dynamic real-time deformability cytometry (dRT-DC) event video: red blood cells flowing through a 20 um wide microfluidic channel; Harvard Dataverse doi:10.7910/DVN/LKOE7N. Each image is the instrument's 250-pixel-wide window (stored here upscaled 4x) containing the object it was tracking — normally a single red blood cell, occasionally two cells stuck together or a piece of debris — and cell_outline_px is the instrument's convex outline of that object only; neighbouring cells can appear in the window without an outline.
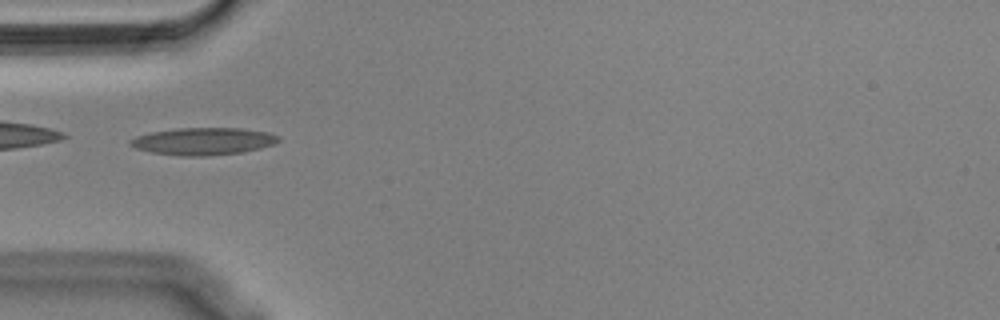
{"species": "Egyptian fruit bat (a non-hibernating species)", "species_latin": "Rousettus aegyptiacus", "temperature_condition": "cold", "stored_images_in_passage": 37, "camera_frame_rate_fps": 3000, "um_per_image_px": 0.085, "animal": {"sex": "male"}, "frame": {"image": 1, "passage_image": 6, "time_ms": 1.667, "image_size_px": [1000, 320], "cell_outline_px": [[280, 140], [272, 144], [260, 148], [240, 152], [208, 156], [180, 156], [152, 152], [136, 148], [128, 144], [128, 140], [136, 136], [152, 132], [176, 128], [240, 128], [268, 132], [280, 136]], "centroid_in_image_um": [17.26, 12.0], "position_along_channel_um": 67.7, "area_um2": 23.52}}
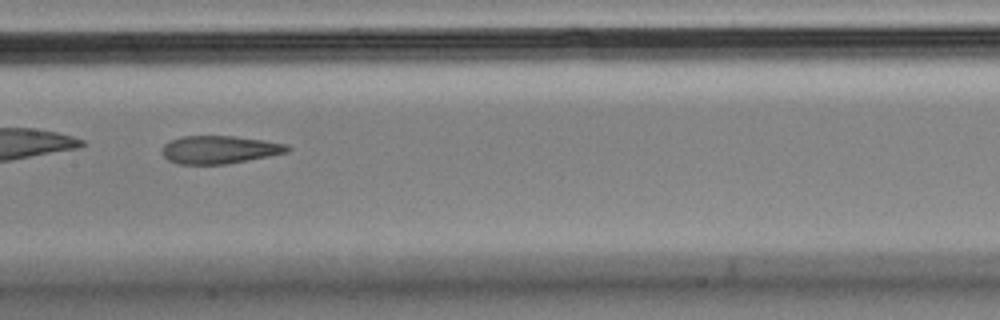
{"frame": {"image": 2, "passage_image": 16, "time_ms": 5.0, "image_size_px": [1000, 320], "cell_outline_px": [[292, 148], [288, 152], [268, 156], [224, 164], [180, 164], [168, 160], [160, 152], [160, 148], [168, 140], [184, 136], [236, 136], [264, 140], [288, 144]], "centroid_in_image_um": [18.63, 12.71], "position_along_channel_um": 188.8, "area_um2": 20.52}, "authors_computed_cell_mechanics": {"area_um2": 21.3282, "velocity_mm_per_s": 3.5985, "shape_relaxation_time_tau1_ms": 9.6105, "shape_relaxation_time_tau2_ms": 3.6263, "deformation_change_tau1": 0.2819, "deformation_change_tau2": 0.1053}}